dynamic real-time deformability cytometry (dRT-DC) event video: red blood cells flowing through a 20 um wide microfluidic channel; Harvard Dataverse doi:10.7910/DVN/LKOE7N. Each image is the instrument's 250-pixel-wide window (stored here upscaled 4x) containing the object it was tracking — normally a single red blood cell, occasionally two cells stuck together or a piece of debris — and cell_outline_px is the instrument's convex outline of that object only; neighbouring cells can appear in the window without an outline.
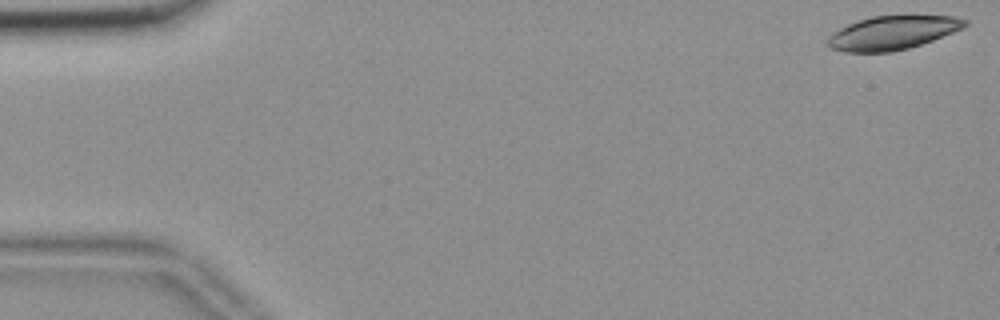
{"species": "common noctule bat (a hibernating species)", "species_latin": "Nyctalus noctula", "temperature_condition": "room temperature", "stored_images_in_passage": 3, "camera_frame_rate_fps": 3000, "um_per_image_px": 0.085, "animal": {"sex": "female", "body_mass_g": 18.4}, "frame": {"image": 1, "passage_image": 1, "time_ms": 0.0, "image_size_px": [1000, 320], "cell_outline_px": [[968, 24], [964, 28], [932, 40], [908, 48], [892, 52], [844, 52], [828, 48], [828, 36], [832, 32], [848, 24], [872, 16], [952, 16], [968, 20]], "centroid_in_image_um": [75.84, 2.79], "position_along_channel_um": 9.2, "area_um2": 26.82}}